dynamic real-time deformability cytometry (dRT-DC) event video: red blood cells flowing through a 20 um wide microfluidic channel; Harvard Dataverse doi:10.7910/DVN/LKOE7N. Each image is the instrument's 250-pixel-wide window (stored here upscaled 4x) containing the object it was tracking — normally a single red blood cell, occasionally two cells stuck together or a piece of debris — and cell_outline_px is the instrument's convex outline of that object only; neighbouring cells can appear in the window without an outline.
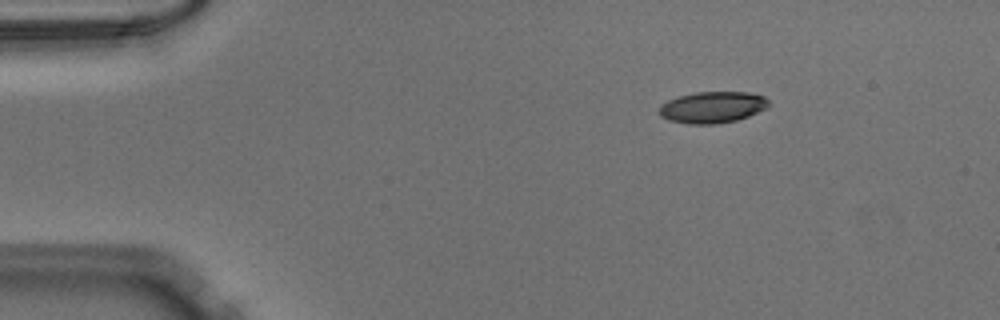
{"species": "Egyptian fruit bat (a non-hibernating species)", "species_latin": "Rousettus aegyptiacus", "temperature_condition": "warm", "stored_images_in_passage": 44, "camera_frame_rate_fps": 3000, "um_per_image_px": 0.085, "animal": {"sex": "male"}, "frame": {"image": 1, "passage_image": 1, "time_ms": 0.0, "image_size_px": [1000, 320], "cell_outline_px": [[768, 108], [748, 116], [736, 120], [716, 124], [688, 124], [668, 120], [660, 116], [660, 104], [668, 100], [680, 96], [696, 92], [748, 92], [764, 96], [768, 100]], "centroid_in_image_um": [60.56, 9.12], "position_along_channel_um": 24.4, "area_um2": 20.06}}
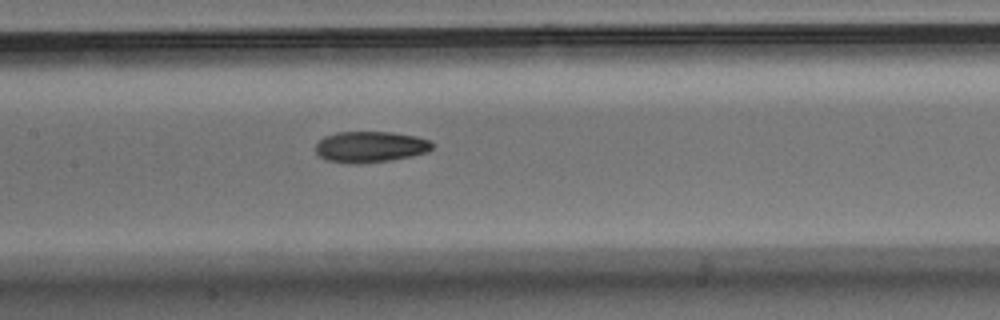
{"frame": {"image": 2, "passage_image": 18, "time_ms": 5.667, "image_size_px": [1000, 320], "cell_outline_px": [[432, 148], [428, 152], [412, 156], [392, 160], [360, 164], [348, 164], [328, 160], [320, 156], [316, 152], [316, 144], [324, 136], [336, 132], [392, 132], [416, 136], [432, 140]], "centroid_in_image_um": [31.5, 12.48], "position_along_channel_um": 175.9, "area_um2": 21.33}}
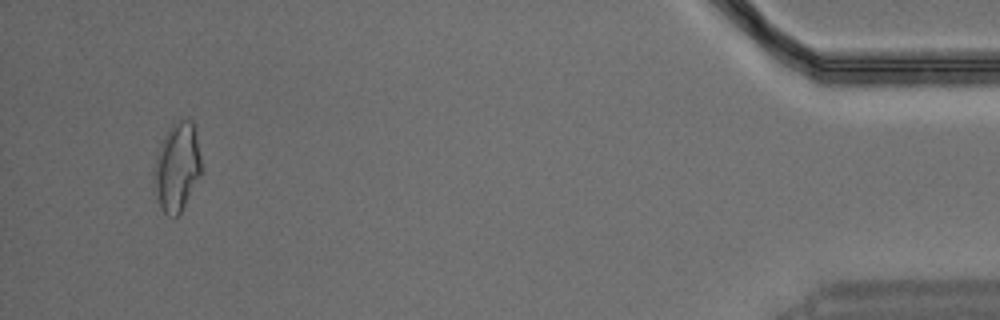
{"frame": {"image": 3, "passage_image": 42, "time_ms": 13.667, "image_size_px": [1000, 320], "cell_outline_px": [[204, 168], [200, 176], [180, 212], [176, 216], [168, 216], [160, 208], [152, 184], [152, 168], [156, 152], [168, 128], [176, 120], [188, 116], [196, 124]], "centroid_in_image_um": [15.06, 14.11], "position_along_channel_um": 420.1, "area_um2": 25.72}}